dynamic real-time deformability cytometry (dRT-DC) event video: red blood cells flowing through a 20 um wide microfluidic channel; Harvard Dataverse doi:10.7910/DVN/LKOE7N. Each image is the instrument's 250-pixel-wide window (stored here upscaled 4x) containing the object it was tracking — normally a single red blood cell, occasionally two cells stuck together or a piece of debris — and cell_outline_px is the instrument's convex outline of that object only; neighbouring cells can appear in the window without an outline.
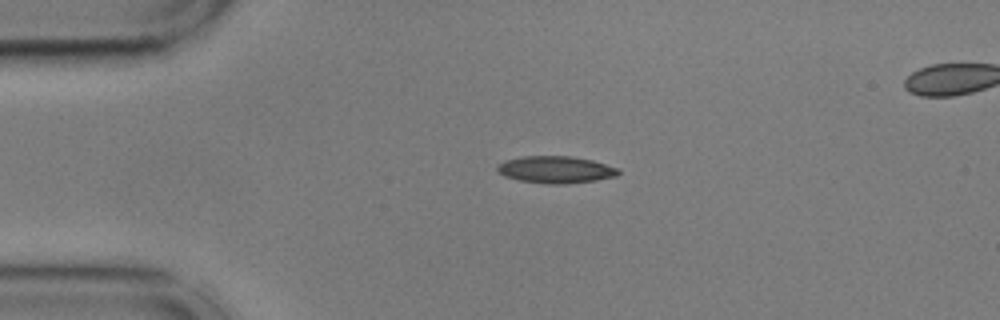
{"species": "common noctule bat (a hibernating species)", "species_latin": "Nyctalus noctula", "temperature_condition": "cold", "stored_images_in_passage": 43, "camera_frame_rate_fps": 3000, "um_per_image_px": 0.085, "animal": {"sex": "male", "body_mass_g": 17.9, "forearm_length_mm": 54.2}, "frame": {"image": 1, "passage_image": 1, "time_ms": 0.0, "image_size_px": [1000, 320], "cell_outline_px": [[620, 172], [616, 176], [596, 180], [564, 184], [544, 184], [520, 180], [504, 176], [496, 172], [496, 164], [504, 160], [524, 156], [572, 156], [592, 160], [616, 168]], "centroid_in_image_um": [47.16, 14.42], "position_along_channel_um": 37.8, "area_um2": 19.13}}
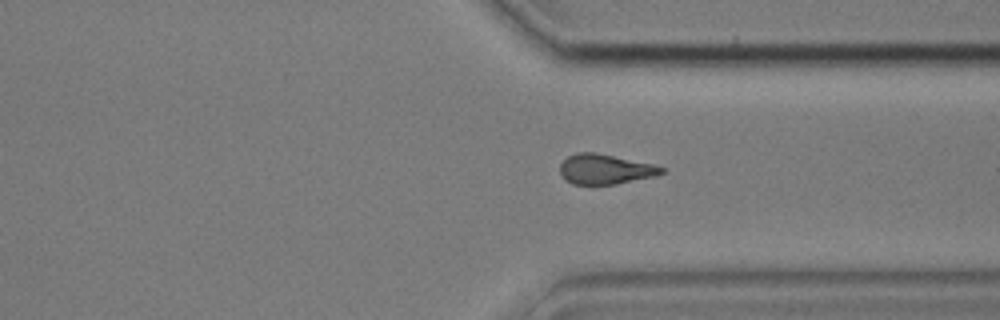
{"frame": {"image": 2, "passage_image": 30, "time_ms": 9.667, "image_size_px": [1000, 320], "cell_outline_px": [[664, 172], [656, 176], [616, 184], [572, 184], [564, 180], [560, 172], [560, 164], [568, 156], [576, 152], [596, 152], [652, 164], [664, 168]], "centroid_in_image_um": [51.41, 14.38], "position_along_channel_um": 360.0, "area_um2": 17.74}}
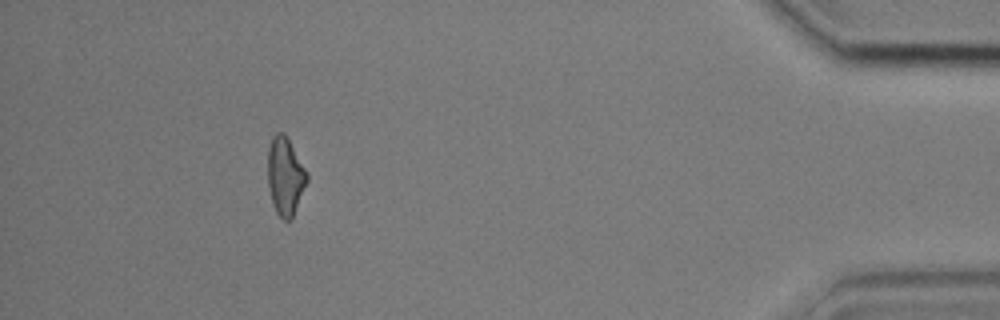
{"frame": {"image": 3, "passage_image": 39, "time_ms": 12.667, "image_size_px": [1000, 320], "cell_outline_px": [[308, 180], [292, 220], [284, 220], [276, 212], [272, 204], [268, 188], [268, 148], [272, 136], [276, 132], [284, 132], [288, 136], [308, 172]], "centroid_in_image_um": [24.25, 14.95], "position_along_channel_um": 410.9, "area_um2": 18.26}}